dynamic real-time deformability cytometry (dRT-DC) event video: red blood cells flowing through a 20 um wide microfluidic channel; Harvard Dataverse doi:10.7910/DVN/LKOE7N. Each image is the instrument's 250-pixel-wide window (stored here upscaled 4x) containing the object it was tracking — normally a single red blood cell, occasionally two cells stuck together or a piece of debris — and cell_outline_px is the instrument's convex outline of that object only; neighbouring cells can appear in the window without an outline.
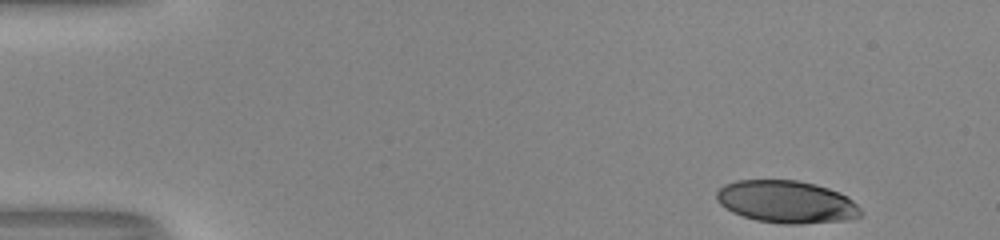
{"species": "human", "species_latin": "Homo sapiens", "temperature_condition": "room temperature", "stored_images_in_passage": 48, "camera_frame_rate_fps": 3000, "um_per_image_px": 0.085, "donor": {"sex": "male"}, "frame": {"image": 1, "passage_image": 1, "time_ms": 0.0, "image_size_px": [1000, 240], "cell_outline_px": [[864, 212], [860, 216], [844, 220], [800, 224], [780, 224], [756, 220], [732, 212], [720, 204], [716, 200], [716, 192], [724, 184], [736, 180], [796, 180], [816, 184], [840, 192], [852, 200]], "centroid_in_image_um": [66.84, 17.15], "position_along_channel_um": 18.2, "area_um2": 35.72}}
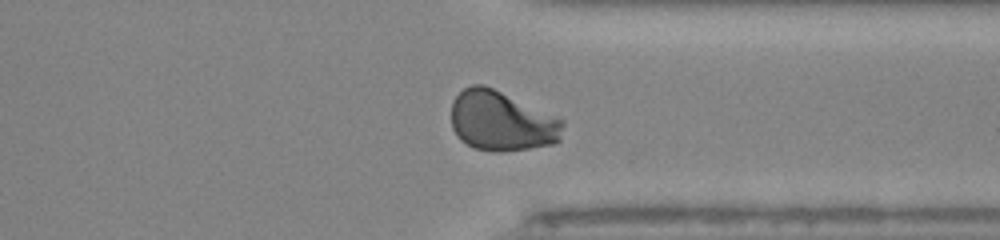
{"frame": {"image": 2, "passage_image": 36, "time_ms": 11.667, "image_size_px": [1000, 240], "cell_outline_px": [[564, 124], [560, 140], [556, 144], [504, 152], [492, 152], [472, 148], [460, 140], [456, 136], [452, 128], [452, 100], [464, 88], [472, 84], [484, 84], [564, 120]], "centroid_in_image_um": [42.62, 10.32], "position_along_channel_um": 368.8, "area_um2": 39.3}}
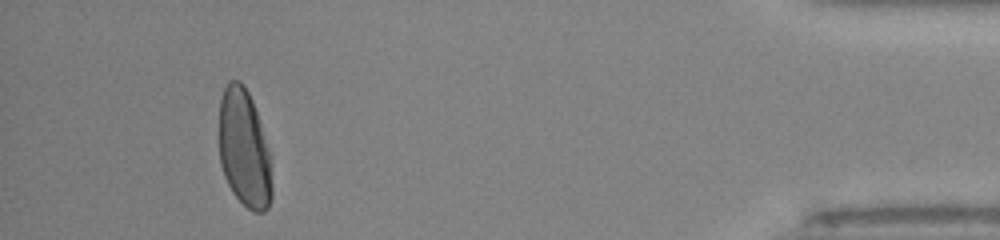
{"frame": {"image": 3, "passage_image": 44, "time_ms": 14.333, "image_size_px": [1000, 240], "cell_outline_px": [[272, 196], [268, 208], [264, 212], [252, 212], [232, 192], [224, 176], [220, 164], [220, 100], [224, 88], [228, 80], [240, 80], [244, 84], [252, 100], [268, 148], [272, 184]], "centroid_in_image_um": [20.75, 12.64], "position_along_channel_um": 414.4, "area_um2": 36.13}, "authors_computed_cell_mechanics": {"area_um2": 37.8879, "velocity_mm_per_s": 4.0538, "shape_relaxation_time_tau1_ms": 4.6276, "shape_relaxation_time_tau2_ms": 1.1623, "deformation_change_tau1": 0.1898, "deformation_change_tau2": 0.0408}}